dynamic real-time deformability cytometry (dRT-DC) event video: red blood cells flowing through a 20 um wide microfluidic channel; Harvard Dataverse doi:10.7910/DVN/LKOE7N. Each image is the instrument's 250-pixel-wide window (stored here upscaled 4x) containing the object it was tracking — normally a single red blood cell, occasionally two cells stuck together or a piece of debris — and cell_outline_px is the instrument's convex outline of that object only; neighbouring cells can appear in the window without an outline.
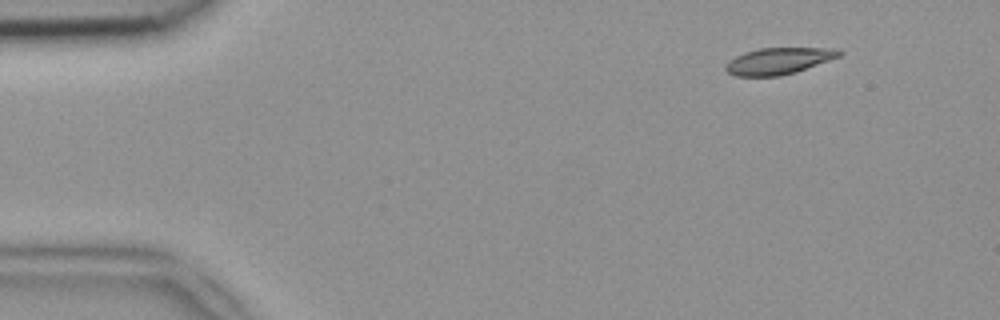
{"species": "common noctule bat (a hibernating species)", "species_latin": "Nyctalus noctula", "temperature_condition": "room temperature", "stored_images_in_passage": 45, "camera_frame_rate_fps": 3000, "um_per_image_px": 0.085, "animal": {"sex": "female", "body_mass_g": 18.4}, "frame": {"image": 1, "passage_image": 1, "time_ms": 0.0, "image_size_px": [1000, 320], "cell_outline_px": [[844, 52], [840, 56], [796, 72], [780, 76], [736, 76], [728, 72], [724, 68], [736, 56], [744, 52], [760, 48], [832, 48]], "centroid_in_image_um": [66.2, 5.18], "position_along_channel_um": 18.8, "area_um2": 17.34}}
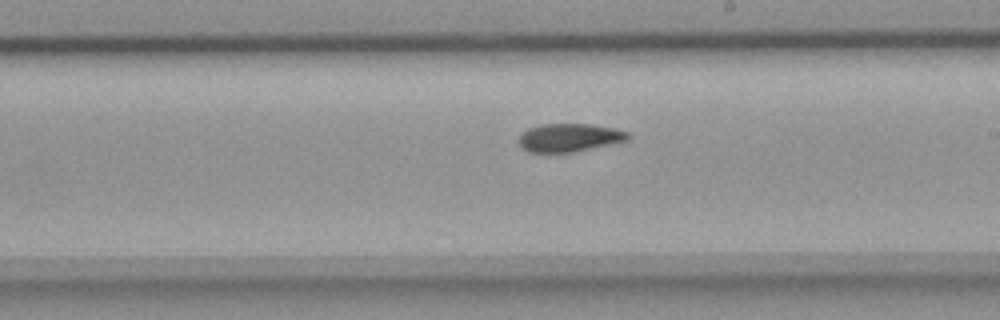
{"frame": {"image": 2, "passage_image": 24, "time_ms": 7.667, "image_size_px": [1000, 320], "cell_outline_px": [[632, 136], [628, 140], [572, 152], [528, 152], [520, 148], [520, 136], [528, 128], [540, 124], [588, 124], [612, 128], [628, 132]], "centroid_in_image_um": [48.38, 11.69], "position_along_channel_um": 240.6, "area_um2": 17.74}}
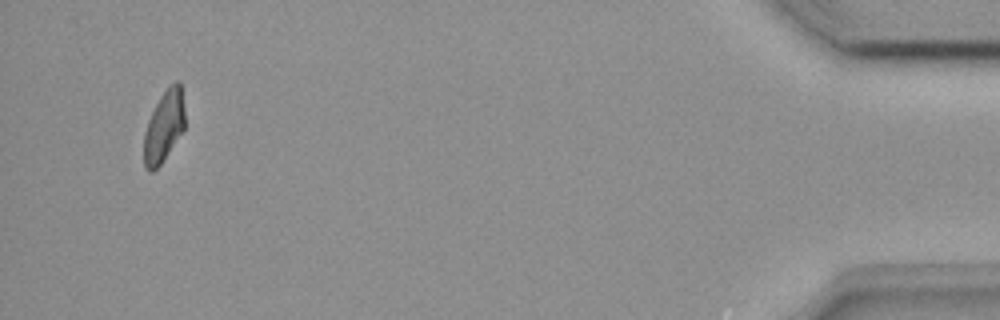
{"frame": {"image": 3, "passage_image": 43, "time_ms": 14.0, "image_size_px": [1000, 320], "cell_outline_px": [[184, 128], [160, 164], [152, 172], [144, 168], [144, 132], [148, 120], [160, 96], [176, 80], [180, 80], [184, 108]], "centroid_in_image_um": [13.92, 10.73], "position_along_channel_um": 421.3, "area_um2": 16.65}}